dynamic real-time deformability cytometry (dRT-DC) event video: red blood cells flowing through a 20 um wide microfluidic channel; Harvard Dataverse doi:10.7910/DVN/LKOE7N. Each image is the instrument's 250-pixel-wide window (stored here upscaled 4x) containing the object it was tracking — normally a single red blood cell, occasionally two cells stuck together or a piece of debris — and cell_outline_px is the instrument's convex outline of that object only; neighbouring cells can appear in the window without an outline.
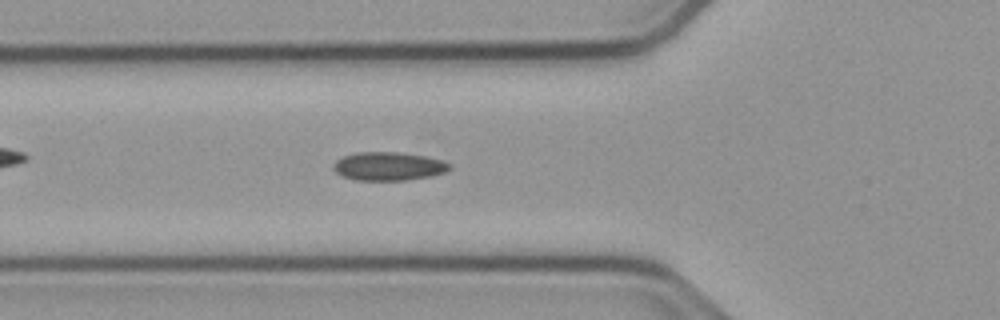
{"species": "common noctule bat (a hibernating species)", "species_latin": "Nyctalus noctula", "temperature_condition": "cold", "stored_images_in_passage": 52, "camera_frame_rate_fps": 3000, "um_per_image_px": 0.085, "animal": {"sex": "male", "body_mass_g": 23.1, "forearm_length_mm": 52.7}, "frame": {"image": 1, "passage_image": 18, "time_ms": 5.667, "image_size_px": [1000, 320], "cell_outline_px": [[452, 168], [444, 172], [432, 176], [408, 180], [356, 180], [344, 176], [336, 172], [332, 168], [332, 164], [336, 160], [344, 156], [356, 152], [396, 152], [424, 156], [440, 160], [448, 164]], "centroid_in_image_um": [32.99, 14.13], "position_along_channel_um": 92.8, "area_um2": 19.13}}
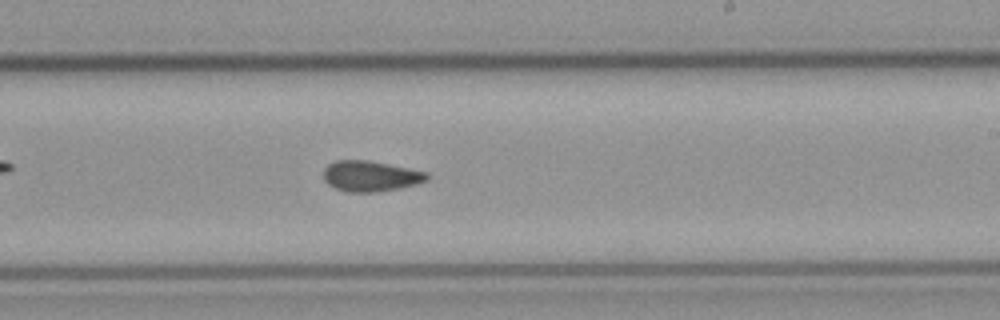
{"frame": {"image": 2, "passage_image": 31, "time_ms": 10.0, "image_size_px": [1000, 320], "cell_outline_px": [[428, 180], [416, 184], [400, 188], [376, 192], [348, 192], [336, 188], [328, 184], [324, 180], [324, 168], [328, 164], [336, 160], [364, 160], [428, 172]], "centroid_in_image_um": [31.48, 14.98], "position_along_channel_um": 257.5, "area_um2": 18.26}}
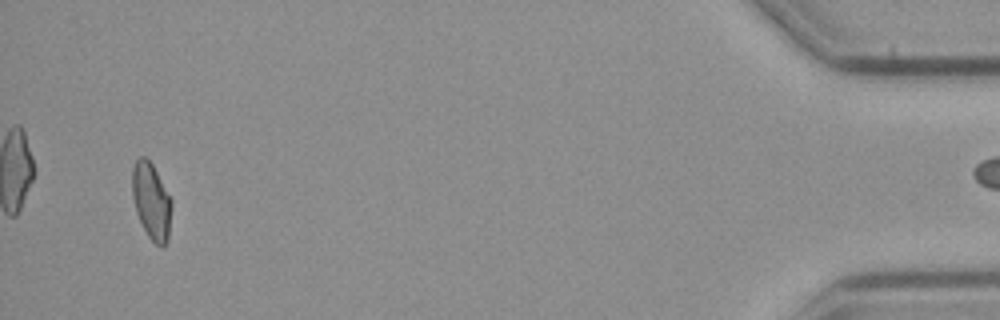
{"frame": {"image": 3, "passage_image": 51, "time_ms": 16.667, "image_size_px": [1000, 320], "cell_outline_px": [[172, 204], [168, 240], [164, 248], [160, 248], [148, 236], [136, 212], [132, 196], [132, 168], [136, 160], [140, 156], [144, 156], [152, 164], [172, 200]], "centroid_in_image_um": [12.87, 17.12], "position_along_channel_um": 422.3, "area_um2": 17.57}}